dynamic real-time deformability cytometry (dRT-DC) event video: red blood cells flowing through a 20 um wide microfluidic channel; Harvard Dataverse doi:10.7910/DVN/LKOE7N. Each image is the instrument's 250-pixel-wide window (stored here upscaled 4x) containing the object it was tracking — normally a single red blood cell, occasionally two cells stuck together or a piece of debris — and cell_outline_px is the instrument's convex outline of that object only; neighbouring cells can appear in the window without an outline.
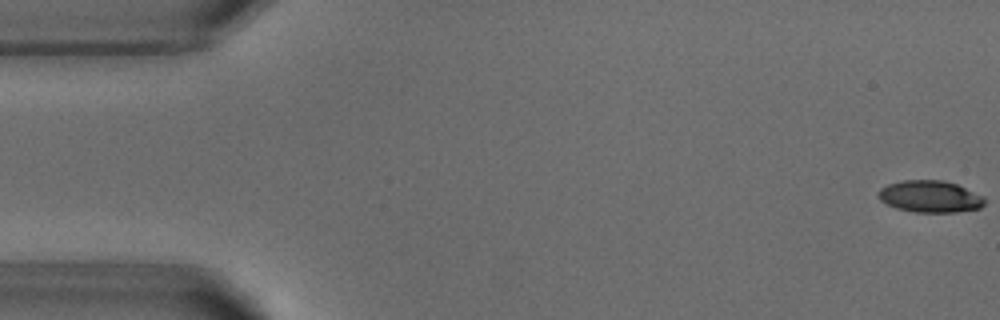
{"species": "common noctule bat (a hibernating species)", "species_latin": "Nyctalus noctula", "temperature_condition": "warm", "stored_images_in_passage": 16, "camera_frame_rate_fps": 3000, "um_per_image_px": 0.085, "animal": {"sex": "male", "body_mass_g": 18.8}, "frame": {"image": 1, "passage_image": 1, "time_ms": 0.0, "image_size_px": [1000, 320], "cell_outline_px": [[984, 204], [980, 208], [956, 212], [916, 212], [896, 208], [880, 200], [876, 196], [876, 192], [880, 188], [888, 184], [904, 180], [944, 180], [956, 184], [984, 196]], "centroid_in_image_um": [79.03, 16.7], "position_along_channel_um": 6.0, "area_um2": 19.77}}
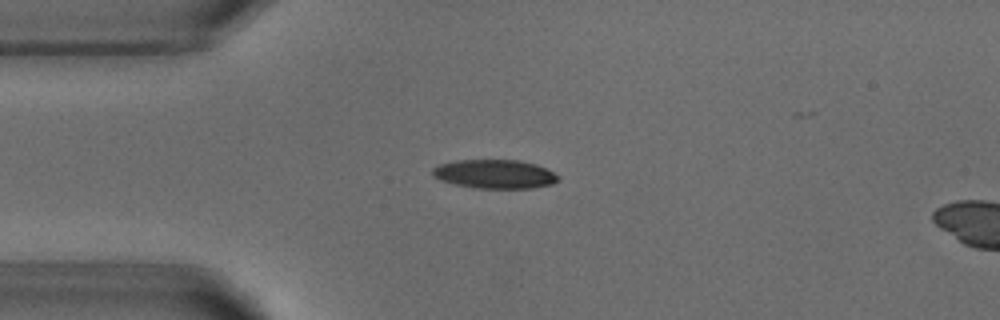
{"frame": {"image": 2, "passage_image": 13, "time_ms": 4.0, "image_size_px": [1000, 320], "cell_outline_px": [[560, 180], [552, 184], [532, 188], [476, 188], [456, 184], [440, 180], [432, 176], [432, 168], [440, 164], [456, 160], [520, 160], [536, 164], [560, 176]], "centroid_in_image_um": [42.05, 14.79], "position_along_channel_um": 42.9, "area_um2": 21.15}}